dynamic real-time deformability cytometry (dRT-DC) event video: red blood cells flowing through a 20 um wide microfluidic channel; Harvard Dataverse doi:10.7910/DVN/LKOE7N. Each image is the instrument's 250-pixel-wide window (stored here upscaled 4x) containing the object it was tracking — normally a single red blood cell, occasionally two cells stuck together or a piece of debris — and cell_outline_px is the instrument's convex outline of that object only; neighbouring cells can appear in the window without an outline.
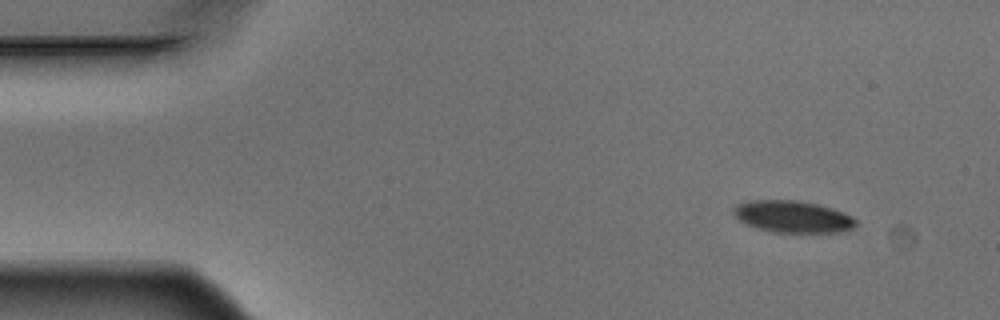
{"species": "Egyptian fruit bat (a non-hibernating species)", "species_latin": "Rousettus aegyptiacus", "temperature_condition": "warm", "stored_images_in_passage": 4, "camera_frame_rate_fps": 3000, "um_per_image_px": 0.085, "animal": {"sex": "male"}, "frame": {"image": 1, "passage_image": 1, "time_ms": 0.0, "image_size_px": [1000, 320], "cell_outline_px": [[856, 224], [848, 232], [772, 232], [756, 228], [740, 220], [732, 212], [732, 208], [736, 204], [752, 200], [796, 200], [816, 204], [832, 208], [852, 216], [856, 220]], "centroid_in_image_um": [67.38, 18.42], "position_along_channel_um": 17.6, "area_um2": 22.72}}
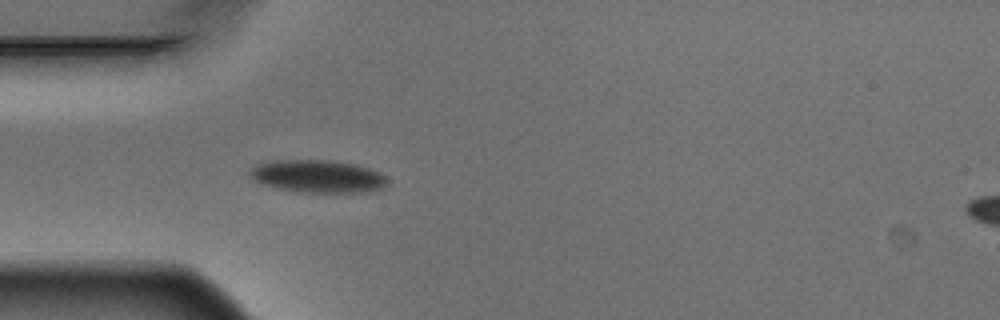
{"frame": {"image": 2, "passage_image": 4, "time_ms": 1.0, "image_size_px": [1000, 320], "cell_outline_px": [[388, 180], [384, 188], [368, 192], [300, 192], [260, 184], [248, 172], [252, 168], [260, 164], [276, 160], [328, 160], [356, 164], [380, 172]], "centroid_in_image_um": [27.06, 14.99], "position_along_channel_um": 57.9, "area_um2": 25.95}}